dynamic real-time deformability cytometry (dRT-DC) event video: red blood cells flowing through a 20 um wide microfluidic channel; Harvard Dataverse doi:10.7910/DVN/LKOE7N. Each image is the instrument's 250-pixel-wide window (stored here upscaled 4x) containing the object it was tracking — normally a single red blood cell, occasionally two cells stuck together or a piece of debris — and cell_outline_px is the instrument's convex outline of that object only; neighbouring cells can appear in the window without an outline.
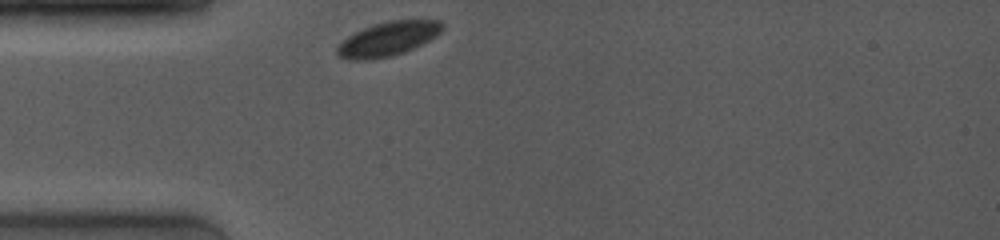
{"species": "common noctule bat (a hibernating species)", "species_latin": "Nyctalus noctula", "temperature_condition": "room temperature", "stored_images_in_passage": 6, "camera_frame_rate_fps": 4000, "um_per_image_px": 0.085, "animal": {"sex": "female", "body_mass_g": 19.0, "forearm_length_mm": 53.3}, "frame": {"image": 1, "passage_image": 1, "time_ms": 0.0, "image_size_px": [1000, 240], "cell_outline_px": [[444, 28], [436, 36], [404, 52], [388, 56], [368, 60], [352, 60], [340, 56], [336, 52], [336, 48], [348, 36], [364, 28], [376, 24], [392, 20], [440, 20]], "centroid_in_image_um": [32.98, 3.3], "position_along_channel_um": 52.0, "area_um2": 20.4}}
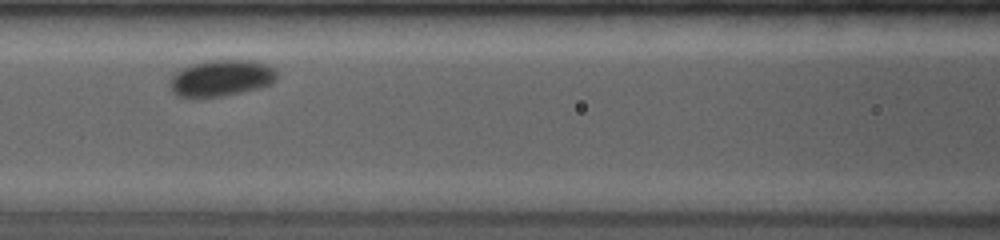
{"frame": {"image": 2, "passage_image": 5, "time_ms": 2.75, "image_size_px": [1000, 240], "cell_outline_px": [[276, 80], [272, 84], [260, 88], [224, 96], [192, 100], [176, 96], [172, 92], [172, 76], [176, 72], [192, 64], [208, 60], [256, 60], [268, 64], [276, 68]], "centroid_in_image_um": [18.83, 6.67], "position_along_channel_um": 147.8, "area_um2": 23.29}}